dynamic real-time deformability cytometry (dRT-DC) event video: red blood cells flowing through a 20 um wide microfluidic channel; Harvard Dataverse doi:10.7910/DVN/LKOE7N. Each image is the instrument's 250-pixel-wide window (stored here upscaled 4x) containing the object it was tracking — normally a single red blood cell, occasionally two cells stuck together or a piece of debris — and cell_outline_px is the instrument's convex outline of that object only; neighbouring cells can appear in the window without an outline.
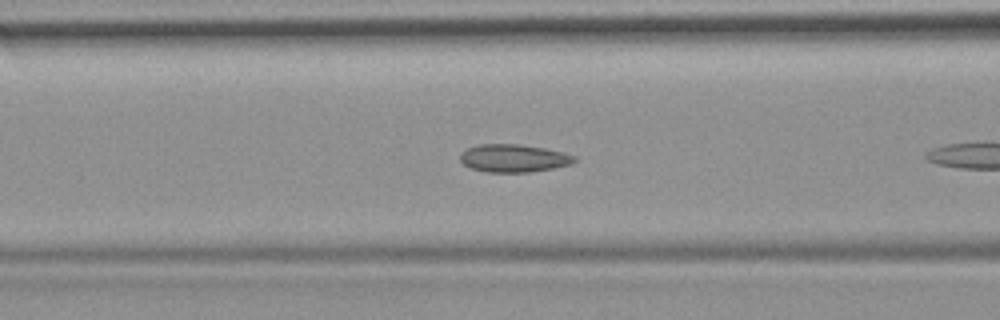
{"species": "common noctule bat (a hibernating species)", "species_latin": "Nyctalus noctula", "temperature_condition": "room temperature", "stored_images_in_passage": 8, "camera_frame_rate_fps": 3000, "um_per_image_px": 0.085, "animal": {"sex": "female", "body_mass_g": 19.9}, "frame": {"image": 1, "passage_image": 7, "time_ms": 2.0, "image_size_px": [1000, 320], "cell_outline_px": [[576, 160], [572, 164], [552, 168], [528, 172], [484, 172], [472, 168], [464, 164], [460, 160], [460, 152], [468, 148], [480, 144], [516, 144], [544, 148], [576, 156]], "centroid_in_image_um": [43.63, 13.45], "position_along_channel_um": 123.0, "area_um2": 18.38}}